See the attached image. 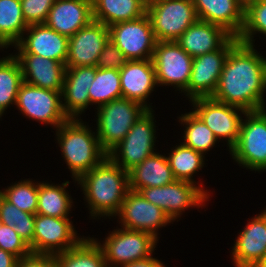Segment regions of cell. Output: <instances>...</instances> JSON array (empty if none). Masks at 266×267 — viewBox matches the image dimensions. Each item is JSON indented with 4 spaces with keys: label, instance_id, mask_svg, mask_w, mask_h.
<instances>
[{
    "label": "cell",
    "instance_id": "obj_1",
    "mask_svg": "<svg viewBox=\"0 0 266 267\" xmlns=\"http://www.w3.org/2000/svg\"><path fill=\"white\" fill-rule=\"evenodd\" d=\"M237 42L229 51L212 99L246 112L266 109V57Z\"/></svg>",
    "mask_w": 266,
    "mask_h": 267
},
{
    "label": "cell",
    "instance_id": "obj_2",
    "mask_svg": "<svg viewBox=\"0 0 266 267\" xmlns=\"http://www.w3.org/2000/svg\"><path fill=\"white\" fill-rule=\"evenodd\" d=\"M77 184L87 202L91 216L89 218L96 220L116 217L130 190L129 173L108 156L91 171L83 174Z\"/></svg>",
    "mask_w": 266,
    "mask_h": 267
},
{
    "label": "cell",
    "instance_id": "obj_3",
    "mask_svg": "<svg viewBox=\"0 0 266 267\" xmlns=\"http://www.w3.org/2000/svg\"><path fill=\"white\" fill-rule=\"evenodd\" d=\"M55 132L61 155L74 183L107 157V153L99 144L96 132L82 119H69Z\"/></svg>",
    "mask_w": 266,
    "mask_h": 267
},
{
    "label": "cell",
    "instance_id": "obj_4",
    "mask_svg": "<svg viewBox=\"0 0 266 267\" xmlns=\"http://www.w3.org/2000/svg\"><path fill=\"white\" fill-rule=\"evenodd\" d=\"M95 109V132L101 148L106 153L122 141L133 124L148 111L142 104L123 97Z\"/></svg>",
    "mask_w": 266,
    "mask_h": 267
},
{
    "label": "cell",
    "instance_id": "obj_5",
    "mask_svg": "<svg viewBox=\"0 0 266 267\" xmlns=\"http://www.w3.org/2000/svg\"><path fill=\"white\" fill-rule=\"evenodd\" d=\"M236 144L229 150L239 166L266 172V109L246 112Z\"/></svg>",
    "mask_w": 266,
    "mask_h": 267
},
{
    "label": "cell",
    "instance_id": "obj_6",
    "mask_svg": "<svg viewBox=\"0 0 266 267\" xmlns=\"http://www.w3.org/2000/svg\"><path fill=\"white\" fill-rule=\"evenodd\" d=\"M154 115V110L144 113L124 139L107 153V156L123 170L129 172L156 152L157 126Z\"/></svg>",
    "mask_w": 266,
    "mask_h": 267
},
{
    "label": "cell",
    "instance_id": "obj_7",
    "mask_svg": "<svg viewBox=\"0 0 266 267\" xmlns=\"http://www.w3.org/2000/svg\"><path fill=\"white\" fill-rule=\"evenodd\" d=\"M117 228L103 238V243L97 238L94 239L103 251L107 267H123L153 255L159 242L153 235L143 231Z\"/></svg>",
    "mask_w": 266,
    "mask_h": 267
},
{
    "label": "cell",
    "instance_id": "obj_8",
    "mask_svg": "<svg viewBox=\"0 0 266 267\" xmlns=\"http://www.w3.org/2000/svg\"><path fill=\"white\" fill-rule=\"evenodd\" d=\"M147 15L157 41H176L198 20L193 0H156Z\"/></svg>",
    "mask_w": 266,
    "mask_h": 267
},
{
    "label": "cell",
    "instance_id": "obj_9",
    "mask_svg": "<svg viewBox=\"0 0 266 267\" xmlns=\"http://www.w3.org/2000/svg\"><path fill=\"white\" fill-rule=\"evenodd\" d=\"M138 192L147 201L161 208L172 222L180 218L190 207H204L210 198L197 185L181 180L161 187L143 188Z\"/></svg>",
    "mask_w": 266,
    "mask_h": 267
},
{
    "label": "cell",
    "instance_id": "obj_10",
    "mask_svg": "<svg viewBox=\"0 0 266 267\" xmlns=\"http://www.w3.org/2000/svg\"><path fill=\"white\" fill-rule=\"evenodd\" d=\"M15 106L26 118L50 125L54 130L69 120L63 110L62 92L25 82L20 85Z\"/></svg>",
    "mask_w": 266,
    "mask_h": 267
},
{
    "label": "cell",
    "instance_id": "obj_11",
    "mask_svg": "<svg viewBox=\"0 0 266 267\" xmlns=\"http://www.w3.org/2000/svg\"><path fill=\"white\" fill-rule=\"evenodd\" d=\"M152 61L158 87L173 86L187 98L193 58L176 41H157Z\"/></svg>",
    "mask_w": 266,
    "mask_h": 267
},
{
    "label": "cell",
    "instance_id": "obj_12",
    "mask_svg": "<svg viewBox=\"0 0 266 267\" xmlns=\"http://www.w3.org/2000/svg\"><path fill=\"white\" fill-rule=\"evenodd\" d=\"M74 227L70 218L36 214L31 252L54 255L72 249L85 237H80Z\"/></svg>",
    "mask_w": 266,
    "mask_h": 267
},
{
    "label": "cell",
    "instance_id": "obj_13",
    "mask_svg": "<svg viewBox=\"0 0 266 267\" xmlns=\"http://www.w3.org/2000/svg\"><path fill=\"white\" fill-rule=\"evenodd\" d=\"M189 102L193 106V112L211 129L218 141L226 140L229 151L238 140L246 111L211 97L196 98Z\"/></svg>",
    "mask_w": 266,
    "mask_h": 267
},
{
    "label": "cell",
    "instance_id": "obj_14",
    "mask_svg": "<svg viewBox=\"0 0 266 267\" xmlns=\"http://www.w3.org/2000/svg\"><path fill=\"white\" fill-rule=\"evenodd\" d=\"M109 35L127 60L152 59L157 40L147 13L137 19L109 26Z\"/></svg>",
    "mask_w": 266,
    "mask_h": 267
},
{
    "label": "cell",
    "instance_id": "obj_15",
    "mask_svg": "<svg viewBox=\"0 0 266 267\" xmlns=\"http://www.w3.org/2000/svg\"><path fill=\"white\" fill-rule=\"evenodd\" d=\"M238 41L231 36L219 49L193 58L187 100L212 97L229 51Z\"/></svg>",
    "mask_w": 266,
    "mask_h": 267
},
{
    "label": "cell",
    "instance_id": "obj_16",
    "mask_svg": "<svg viewBox=\"0 0 266 267\" xmlns=\"http://www.w3.org/2000/svg\"><path fill=\"white\" fill-rule=\"evenodd\" d=\"M115 218L118 219L120 227L147 232L158 240L159 229L173 223L161 208L147 201L139 192L132 190L127 192Z\"/></svg>",
    "mask_w": 266,
    "mask_h": 267
},
{
    "label": "cell",
    "instance_id": "obj_17",
    "mask_svg": "<svg viewBox=\"0 0 266 267\" xmlns=\"http://www.w3.org/2000/svg\"><path fill=\"white\" fill-rule=\"evenodd\" d=\"M109 40V27L92 20L69 37L66 68L96 66L98 57Z\"/></svg>",
    "mask_w": 266,
    "mask_h": 267
},
{
    "label": "cell",
    "instance_id": "obj_18",
    "mask_svg": "<svg viewBox=\"0 0 266 267\" xmlns=\"http://www.w3.org/2000/svg\"><path fill=\"white\" fill-rule=\"evenodd\" d=\"M69 37L59 34L45 24H32L13 47L16 54H34L66 63Z\"/></svg>",
    "mask_w": 266,
    "mask_h": 267
},
{
    "label": "cell",
    "instance_id": "obj_19",
    "mask_svg": "<svg viewBox=\"0 0 266 267\" xmlns=\"http://www.w3.org/2000/svg\"><path fill=\"white\" fill-rule=\"evenodd\" d=\"M119 73L122 97L153 110L152 103L147 102L150 94L158 87L152 59L128 60Z\"/></svg>",
    "mask_w": 266,
    "mask_h": 267
},
{
    "label": "cell",
    "instance_id": "obj_20",
    "mask_svg": "<svg viewBox=\"0 0 266 267\" xmlns=\"http://www.w3.org/2000/svg\"><path fill=\"white\" fill-rule=\"evenodd\" d=\"M97 66L66 68L62 90L63 110L69 119H81L90 105L89 88Z\"/></svg>",
    "mask_w": 266,
    "mask_h": 267
},
{
    "label": "cell",
    "instance_id": "obj_21",
    "mask_svg": "<svg viewBox=\"0 0 266 267\" xmlns=\"http://www.w3.org/2000/svg\"><path fill=\"white\" fill-rule=\"evenodd\" d=\"M245 225L231 250L235 267H256L266 256V223L256 214Z\"/></svg>",
    "mask_w": 266,
    "mask_h": 267
},
{
    "label": "cell",
    "instance_id": "obj_22",
    "mask_svg": "<svg viewBox=\"0 0 266 267\" xmlns=\"http://www.w3.org/2000/svg\"><path fill=\"white\" fill-rule=\"evenodd\" d=\"M18 60L23 81L32 86L62 92L66 65L34 54H13Z\"/></svg>",
    "mask_w": 266,
    "mask_h": 267
},
{
    "label": "cell",
    "instance_id": "obj_23",
    "mask_svg": "<svg viewBox=\"0 0 266 267\" xmlns=\"http://www.w3.org/2000/svg\"><path fill=\"white\" fill-rule=\"evenodd\" d=\"M92 20V0H56L44 24L71 37Z\"/></svg>",
    "mask_w": 266,
    "mask_h": 267
},
{
    "label": "cell",
    "instance_id": "obj_24",
    "mask_svg": "<svg viewBox=\"0 0 266 267\" xmlns=\"http://www.w3.org/2000/svg\"><path fill=\"white\" fill-rule=\"evenodd\" d=\"M199 20L223 27L238 37L244 25L245 7L237 0H193Z\"/></svg>",
    "mask_w": 266,
    "mask_h": 267
},
{
    "label": "cell",
    "instance_id": "obj_25",
    "mask_svg": "<svg viewBox=\"0 0 266 267\" xmlns=\"http://www.w3.org/2000/svg\"><path fill=\"white\" fill-rule=\"evenodd\" d=\"M231 36L223 27L198 19L176 43L195 58L219 49Z\"/></svg>",
    "mask_w": 266,
    "mask_h": 267
},
{
    "label": "cell",
    "instance_id": "obj_26",
    "mask_svg": "<svg viewBox=\"0 0 266 267\" xmlns=\"http://www.w3.org/2000/svg\"><path fill=\"white\" fill-rule=\"evenodd\" d=\"M128 173L129 189L137 192L143 188L161 187L176 180L166 154L159 152L148 156Z\"/></svg>",
    "mask_w": 266,
    "mask_h": 267
},
{
    "label": "cell",
    "instance_id": "obj_27",
    "mask_svg": "<svg viewBox=\"0 0 266 267\" xmlns=\"http://www.w3.org/2000/svg\"><path fill=\"white\" fill-rule=\"evenodd\" d=\"M92 13L93 20L109 27L144 16L147 4L144 0H92Z\"/></svg>",
    "mask_w": 266,
    "mask_h": 267
},
{
    "label": "cell",
    "instance_id": "obj_28",
    "mask_svg": "<svg viewBox=\"0 0 266 267\" xmlns=\"http://www.w3.org/2000/svg\"><path fill=\"white\" fill-rule=\"evenodd\" d=\"M69 181L62 184H53L39 181L38 186V207L36 214L51 216L56 218H69L73 205V199L66 188Z\"/></svg>",
    "mask_w": 266,
    "mask_h": 267
},
{
    "label": "cell",
    "instance_id": "obj_29",
    "mask_svg": "<svg viewBox=\"0 0 266 267\" xmlns=\"http://www.w3.org/2000/svg\"><path fill=\"white\" fill-rule=\"evenodd\" d=\"M180 144V145H179ZM170 150L166 156L171 167V171L176 180L188 181L197 185L208 197L210 192L204 189L202 182H196L193 177L205 165V156L190 147L185 146L182 142Z\"/></svg>",
    "mask_w": 266,
    "mask_h": 267
},
{
    "label": "cell",
    "instance_id": "obj_30",
    "mask_svg": "<svg viewBox=\"0 0 266 267\" xmlns=\"http://www.w3.org/2000/svg\"><path fill=\"white\" fill-rule=\"evenodd\" d=\"M53 256L56 267H107L103 251L94 237H84L72 249Z\"/></svg>",
    "mask_w": 266,
    "mask_h": 267
},
{
    "label": "cell",
    "instance_id": "obj_31",
    "mask_svg": "<svg viewBox=\"0 0 266 267\" xmlns=\"http://www.w3.org/2000/svg\"><path fill=\"white\" fill-rule=\"evenodd\" d=\"M27 28L21 1L0 0V49L16 45Z\"/></svg>",
    "mask_w": 266,
    "mask_h": 267
},
{
    "label": "cell",
    "instance_id": "obj_32",
    "mask_svg": "<svg viewBox=\"0 0 266 267\" xmlns=\"http://www.w3.org/2000/svg\"><path fill=\"white\" fill-rule=\"evenodd\" d=\"M177 118L178 122L185 127L181 137L185 146L205 156L217 142H220L211 129L193 111L181 114Z\"/></svg>",
    "mask_w": 266,
    "mask_h": 267
},
{
    "label": "cell",
    "instance_id": "obj_33",
    "mask_svg": "<svg viewBox=\"0 0 266 267\" xmlns=\"http://www.w3.org/2000/svg\"><path fill=\"white\" fill-rule=\"evenodd\" d=\"M23 82L20 64L13 54L0 58V119L11 105H16Z\"/></svg>",
    "mask_w": 266,
    "mask_h": 267
},
{
    "label": "cell",
    "instance_id": "obj_34",
    "mask_svg": "<svg viewBox=\"0 0 266 267\" xmlns=\"http://www.w3.org/2000/svg\"><path fill=\"white\" fill-rule=\"evenodd\" d=\"M88 93L90 106L95 104L96 107L122 98L119 70L97 67L95 79L91 83Z\"/></svg>",
    "mask_w": 266,
    "mask_h": 267
},
{
    "label": "cell",
    "instance_id": "obj_35",
    "mask_svg": "<svg viewBox=\"0 0 266 267\" xmlns=\"http://www.w3.org/2000/svg\"><path fill=\"white\" fill-rule=\"evenodd\" d=\"M35 215L21 211L0 194V221L9 226L28 244L33 241Z\"/></svg>",
    "mask_w": 266,
    "mask_h": 267
},
{
    "label": "cell",
    "instance_id": "obj_36",
    "mask_svg": "<svg viewBox=\"0 0 266 267\" xmlns=\"http://www.w3.org/2000/svg\"><path fill=\"white\" fill-rule=\"evenodd\" d=\"M38 186L39 182L36 183L33 179H24L14 184L12 182L7 188L0 190V194L21 211L36 214L38 207Z\"/></svg>",
    "mask_w": 266,
    "mask_h": 267
},
{
    "label": "cell",
    "instance_id": "obj_37",
    "mask_svg": "<svg viewBox=\"0 0 266 267\" xmlns=\"http://www.w3.org/2000/svg\"><path fill=\"white\" fill-rule=\"evenodd\" d=\"M258 33L266 36V0H253L245 7L244 25L237 38L239 42L254 45Z\"/></svg>",
    "mask_w": 266,
    "mask_h": 267
},
{
    "label": "cell",
    "instance_id": "obj_38",
    "mask_svg": "<svg viewBox=\"0 0 266 267\" xmlns=\"http://www.w3.org/2000/svg\"><path fill=\"white\" fill-rule=\"evenodd\" d=\"M0 248L12 253L18 259L32 253L29 244L13 228L4 224L0 225Z\"/></svg>",
    "mask_w": 266,
    "mask_h": 267
},
{
    "label": "cell",
    "instance_id": "obj_39",
    "mask_svg": "<svg viewBox=\"0 0 266 267\" xmlns=\"http://www.w3.org/2000/svg\"><path fill=\"white\" fill-rule=\"evenodd\" d=\"M27 25L44 24L56 0H20Z\"/></svg>",
    "mask_w": 266,
    "mask_h": 267
},
{
    "label": "cell",
    "instance_id": "obj_40",
    "mask_svg": "<svg viewBox=\"0 0 266 267\" xmlns=\"http://www.w3.org/2000/svg\"><path fill=\"white\" fill-rule=\"evenodd\" d=\"M127 61L124 53L109 40L101 51L96 66L101 69L120 70Z\"/></svg>",
    "mask_w": 266,
    "mask_h": 267
},
{
    "label": "cell",
    "instance_id": "obj_41",
    "mask_svg": "<svg viewBox=\"0 0 266 267\" xmlns=\"http://www.w3.org/2000/svg\"><path fill=\"white\" fill-rule=\"evenodd\" d=\"M17 267H56L52 254H33L19 259Z\"/></svg>",
    "mask_w": 266,
    "mask_h": 267
},
{
    "label": "cell",
    "instance_id": "obj_42",
    "mask_svg": "<svg viewBox=\"0 0 266 267\" xmlns=\"http://www.w3.org/2000/svg\"><path fill=\"white\" fill-rule=\"evenodd\" d=\"M123 267H166V265L159 259L153 258L152 255L148 258L131 262Z\"/></svg>",
    "mask_w": 266,
    "mask_h": 267
},
{
    "label": "cell",
    "instance_id": "obj_43",
    "mask_svg": "<svg viewBox=\"0 0 266 267\" xmlns=\"http://www.w3.org/2000/svg\"><path fill=\"white\" fill-rule=\"evenodd\" d=\"M19 259L0 248V267H17Z\"/></svg>",
    "mask_w": 266,
    "mask_h": 267
},
{
    "label": "cell",
    "instance_id": "obj_44",
    "mask_svg": "<svg viewBox=\"0 0 266 267\" xmlns=\"http://www.w3.org/2000/svg\"><path fill=\"white\" fill-rule=\"evenodd\" d=\"M240 4H242L244 7L249 5L253 0H237Z\"/></svg>",
    "mask_w": 266,
    "mask_h": 267
},
{
    "label": "cell",
    "instance_id": "obj_45",
    "mask_svg": "<svg viewBox=\"0 0 266 267\" xmlns=\"http://www.w3.org/2000/svg\"><path fill=\"white\" fill-rule=\"evenodd\" d=\"M256 267H266V256L263 258V260Z\"/></svg>",
    "mask_w": 266,
    "mask_h": 267
},
{
    "label": "cell",
    "instance_id": "obj_46",
    "mask_svg": "<svg viewBox=\"0 0 266 267\" xmlns=\"http://www.w3.org/2000/svg\"><path fill=\"white\" fill-rule=\"evenodd\" d=\"M265 210H263L261 213H259L262 218L264 219L265 223H266V208H264Z\"/></svg>",
    "mask_w": 266,
    "mask_h": 267
},
{
    "label": "cell",
    "instance_id": "obj_47",
    "mask_svg": "<svg viewBox=\"0 0 266 267\" xmlns=\"http://www.w3.org/2000/svg\"><path fill=\"white\" fill-rule=\"evenodd\" d=\"M145 1V3L148 5V4H150L151 2H154V1H156V0H144Z\"/></svg>",
    "mask_w": 266,
    "mask_h": 267
}]
</instances>
